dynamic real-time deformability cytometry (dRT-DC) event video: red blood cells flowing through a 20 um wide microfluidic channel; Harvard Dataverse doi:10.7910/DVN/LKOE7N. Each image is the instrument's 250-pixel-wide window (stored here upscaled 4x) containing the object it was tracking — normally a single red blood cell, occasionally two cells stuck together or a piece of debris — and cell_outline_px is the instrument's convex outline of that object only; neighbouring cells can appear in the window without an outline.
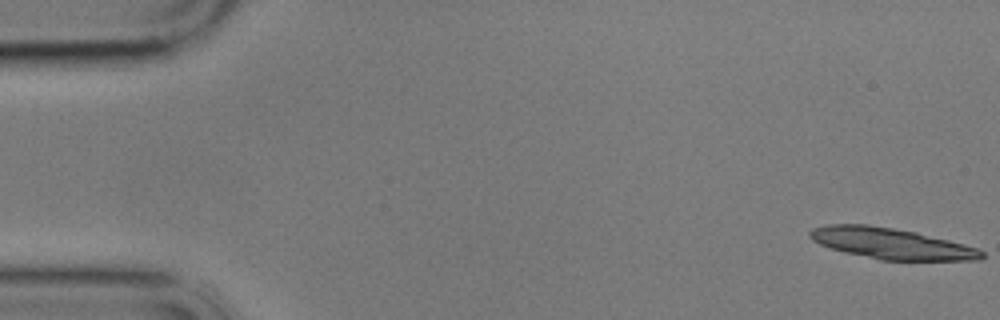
{"species": "common noctule bat (a hibernating species)", "species_latin": "Nyctalus noctula", "temperature_condition": "cold", "stored_images_in_passage": 5, "segment_of_instrument_passage": [2, 2], "camera_frame_rate_fps": 3000, "um_per_image_px": 0.085, "animal": {"sex": "male", "body_mass_g": 17.9}, "frame": {"image": 1, "passage_image": 5, "time_ms": 7.0, "image_size_px": [1000, 320], "cell_outline_px": [[984, 256], [980, 260], [880, 260], [844, 252], [820, 244], [812, 240], [808, 236], [808, 232], [812, 228], [828, 224], [868, 224], [916, 232], [964, 244], [976, 248], [984, 252]], "centroid_in_image_um": [75.72, 20.69], "position_along_channel_um": 9.3, "area_um2": 30.87}}